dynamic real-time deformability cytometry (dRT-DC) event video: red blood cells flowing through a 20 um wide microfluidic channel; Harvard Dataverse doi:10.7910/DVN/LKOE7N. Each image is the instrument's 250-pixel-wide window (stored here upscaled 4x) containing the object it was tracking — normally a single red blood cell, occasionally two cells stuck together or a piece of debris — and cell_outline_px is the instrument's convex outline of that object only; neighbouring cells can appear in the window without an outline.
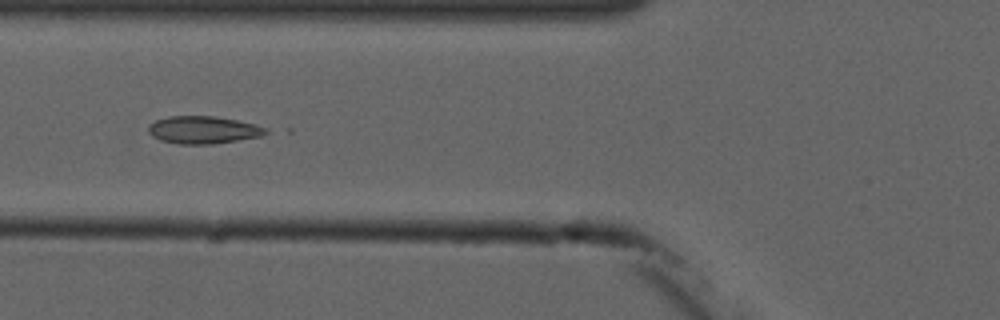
{"species": "common noctule bat (a hibernating species)", "species_latin": "Nyctalus noctula", "temperature_condition": "cold", "stored_images_in_passage": 10, "camera_frame_rate_fps": 3000, "um_per_image_px": 0.085, "animal": {"sex": "male", "forearm_length_mm": 52.5}, "frame": {"image": 1, "passage_image": 6, "time_ms": 6.667, "image_size_px": [1000, 320], "cell_outline_px": [[268, 132], [260, 136], [212, 144], [180, 144], [160, 140], [152, 136], [148, 132], [148, 124], [156, 120], [168, 116], [216, 116], [256, 124], [268, 128]], "centroid_in_image_um": [17.25, 11.03], "position_along_channel_um": 108.5, "area_um2": 18.84}}
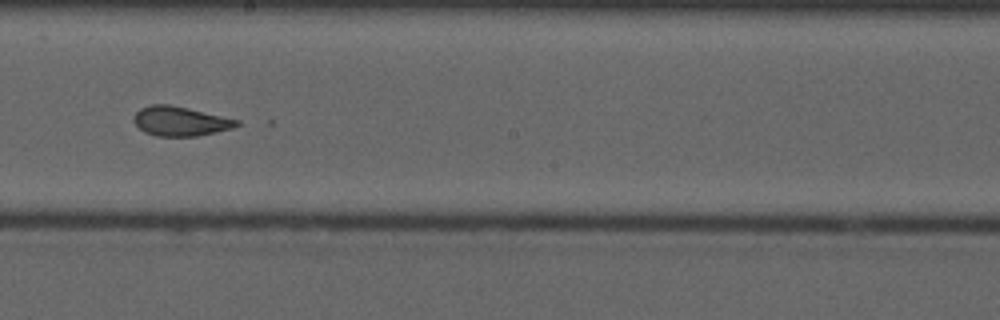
{"frame": {"image": 2, "passage_image": 9, "time_ms": 10.0, "image_size_px": [1000, 320], "cell_outline_px": [[240, 124], [232, 128], [216, 132], [196, 136], [156, 136], [144, 132], [132, 120], [136, 112], [140, 108], [152, 104], [168, 104], [240, 120]], "centroid_in_image_um": [15.3, 10.3], "position_along_channel_um": 232.9, "area_um2": 17.51}}
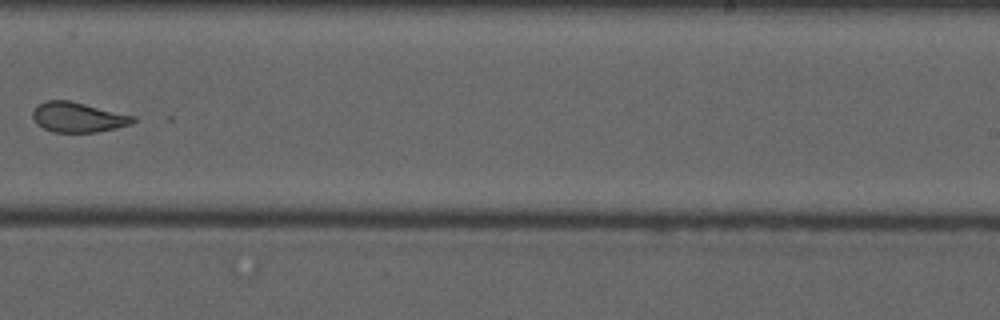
{"frame": {"image": 3, "passage_image": 10, "time_ms": 11.333, "image_size_px": [1000, 320], "cell_outline_px": [[136, 120], [132, 124], [116, 128], [96, 132], [52, 132], [36, 124], [32, 116], [32, 112], [40, 104], [48, 100], [68, 100], [136, 116]], "centroid_in_image_um": [6.65, 9.97], "position_along_channel_um": 282.4, "area_um2": 17.46}}